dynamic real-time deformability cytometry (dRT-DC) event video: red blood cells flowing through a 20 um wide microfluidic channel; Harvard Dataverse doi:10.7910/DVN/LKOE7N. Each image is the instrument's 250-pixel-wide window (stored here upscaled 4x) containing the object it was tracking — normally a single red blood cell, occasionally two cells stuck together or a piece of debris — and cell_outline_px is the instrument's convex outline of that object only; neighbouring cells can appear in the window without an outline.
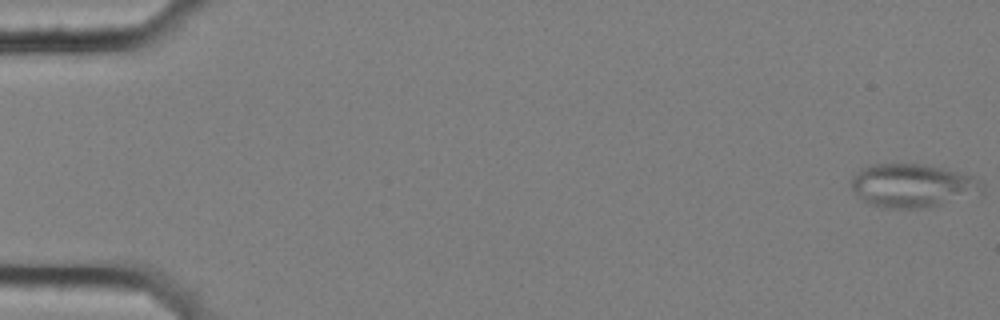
{"species": "common noctule bat (a hibernating species)", "species_latin": "Nyctalus noctula", "temperature_condition": "cold", "stored_images_in_passage": 7, "segment_of_instrument_passage": [1, 2], "camera_frame_rate_fps": 3000, "um_per_image_px": 0.085, "animal": {"sex": "female", "body_mass_g": 25.1}, "frame": {"image": 1, "passage_image": 1, "time_ms": 0.0, "image_size_px": [1000, 320], "cell_outline_px": [[984, 192], [932, 208], [884, 208], [868, 204], [852, 188], [852, 176], [860, 168], [872, 164], [924, 164], [948, 168], [972, 176], [980, 180], [984, 184]], "centroid_in_image_um": [77.62, 15.78], "position_along_channel_um": 7.4, "area_um2": 33.64}}